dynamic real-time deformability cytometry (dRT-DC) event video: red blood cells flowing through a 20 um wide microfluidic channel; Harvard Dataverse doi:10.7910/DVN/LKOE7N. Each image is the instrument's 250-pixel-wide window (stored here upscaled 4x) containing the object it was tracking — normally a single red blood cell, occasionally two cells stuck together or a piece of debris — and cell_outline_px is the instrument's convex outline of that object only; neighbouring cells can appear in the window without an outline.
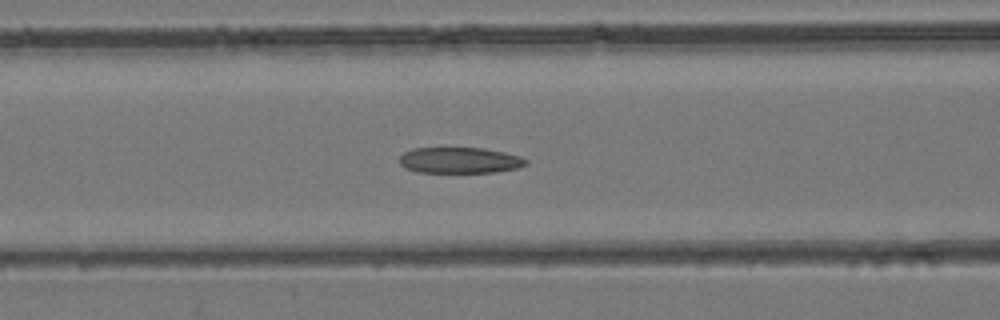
{"species": "common noctule bat (a hibernating species)", "species_latin": "Nyctalus noctula", "temperature_condition": "room temperature", "stored_images_in_passage": 40, "camera_frame_rate_fps": 3000, "um_per_image_px": 0.085, "animal": {"sex": "female", "body_mass_g": 24.6, "forearm_length_mm": 56.2}, "frame": {"image": 1, "passage_image": 14, "time_ms": 4.333, "image_size_px": [1000, 320], "cell_outline_px": [[528, 164], [520, 168], [496, 172], [416, 172], [404, 168], [400, 164], [400, 156], [404, 152], [412, 148], [484, 148], [504, 152], [520, 156], [528, 160]], "centroid_in_image_um": [39.1, 13.63], "position_along_channel_um": 127.5, "area_um2": 19.31}}
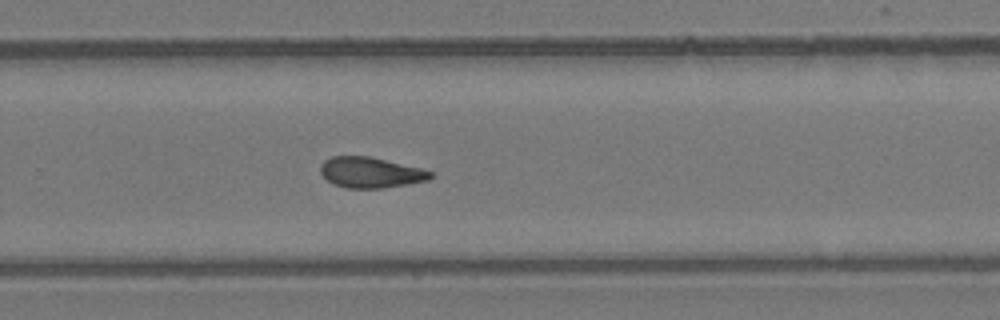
{"frame": {"image": 2, "passage_image": 25, "time_ms": 8.0, "image_size_px": [1000, 320], "cell_outline_px": [[432, 176], [428, 180], [408, 184], [384, 188], [344, 188], [332, 184], [320, 172], [320, 164], [324, 160], [332, 156], [368, 156], [420, 168], [432, 172]], "centroid_in_image_um": [31.46, 14.67], "position_along_channel_um": 298.3, "area_um2": 19.59}}
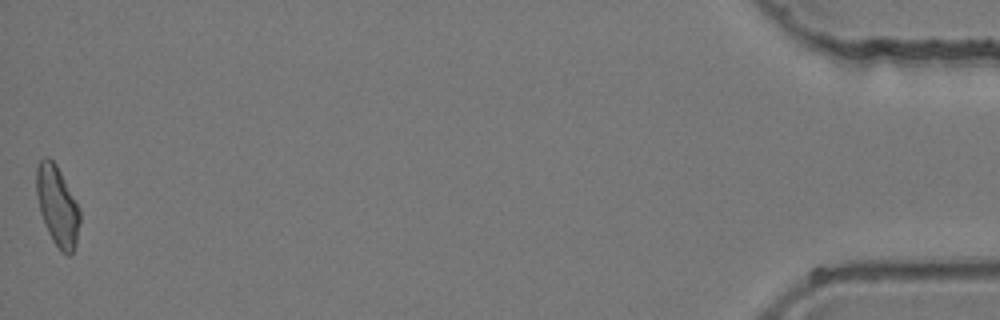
{"frame": {"image": 3, "passage_image": 40, "time_ms": 13.0, "image_size_px": [1000, 320], "cell_outline_px": [[80, 224], [76, 244], [72, 252], [68, 256], [60, 252], [52, 240], [48, 232], [40, 212], [36, 192], [36, 168], [40, 160], [44, 156], [48, 156], [56, 164], [80, 208]], "centroid_in_image_um": [4.88, 17.51], "position_along_channel_um": 430.3, "area_um2": 20.35}}